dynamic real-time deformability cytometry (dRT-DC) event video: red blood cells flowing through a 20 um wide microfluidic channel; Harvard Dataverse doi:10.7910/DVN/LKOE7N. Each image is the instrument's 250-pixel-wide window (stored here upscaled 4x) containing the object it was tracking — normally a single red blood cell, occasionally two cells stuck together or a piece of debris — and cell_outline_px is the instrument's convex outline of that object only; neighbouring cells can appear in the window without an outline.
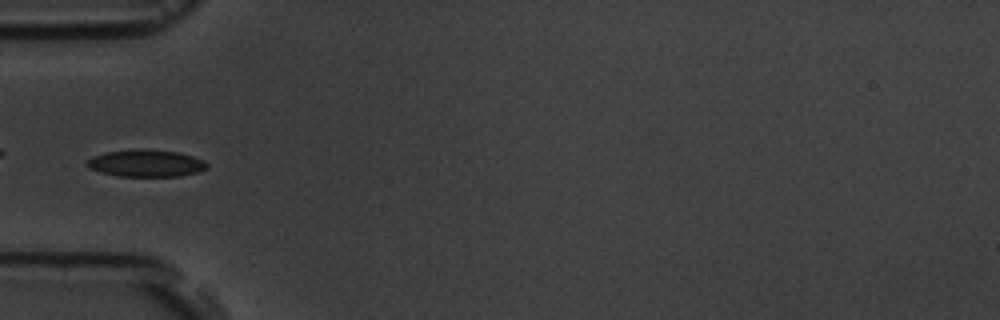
{"species": "common noctule bat (a hibernating species)", "species_latin": "Nyctalus noctula", "temperature_condition": "room temperature", "stored_images_in_passage": 13, "camera_frame_rate_fps": 3000, "um_per_image_px": 0.085, "animal": {"sex": "male", "body_mass_g": 19.5, "forearm_length_mm": 54.6}, "frame": {"image": 1, "passage_image": 4, "time_ms": 5.333, "image_size_px": [1000, 320], "cell_outline_px": [[208, 168], [200, 172], [180, 176], [116, 176], [100, 172], [88, 168], [84, 164], [92, 156], [104, 152], [132, 148], [144, 148], [176, 152], [192, 156], [204, 160], [208, 164]], "centroid_in_image_um": [12.38, 13.86], "position_along_channel_um": 72.6, "area_um2": 19.36}}
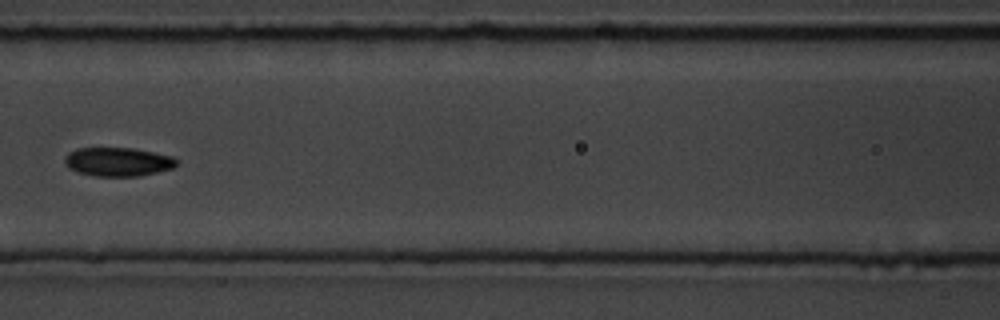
{"frame": {"image": 2, "passage_image": 6, "time_ms": 7.667, "image_size_px": [1000, 320], "cell_outline_px": [[176, 164], [172, 168], [140, 176], [92, 176], [68, 168], [64, 164], [64, 160], [68, 152], [76, 148], [132, 148], [172, 156], [176, 160]], "centroid_in_image_um": [9.97, 13.75], "position_along_channel_um": 156.6, "area_um2": 18.67}}
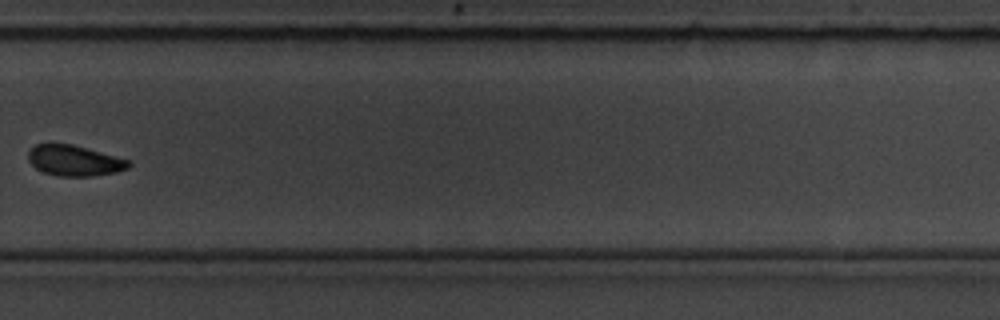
{"frame": {"image": 3, "passage_image": 10, "time_ms": 12.333, "image_size_px": [1000, 320], "cell_outline_px": [[132, 164], [128, 168], [116, 172], [92, 176], [60, 176], [44, 172], [36, 168], [28, 160], [28, 152], [36, 144], [52, 140], [72, 144], [128, 160]], "centroid_in_image_um": [6.26, 13.61], "position_along_channel_um": 323.5, "area_um2": 18.15}, "authors_computed_cell_mechanics": {"area_um2": 19.1896, "velocity_mm_per_s": 3.5839, "shape_relaxation_time_tau1_ms": 4.069, "shape_relaxation_time_tau2_ms": 7.0633, "deformation_change_tau1": 0.088, "deformation_change_tau2": 0.0826}}